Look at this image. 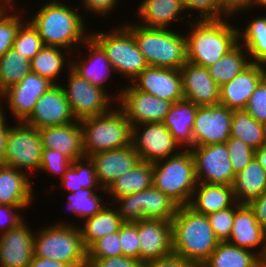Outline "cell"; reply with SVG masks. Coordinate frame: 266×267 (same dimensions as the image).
I'll return each mask as SVG.
<instances>
[{
    "mask_svg": "<svg viewBox=\"0 0 266 267\" xmlns=\"http://www.w3.org/2000/svg\"><path fill=\"white\" fill-rule=\"evenodd\" d=\"M40 7L29 21L44 45L66 48L71 54L80 50L79 46L90 37L86 21L78 12L80 8L74 9L58 0H47Z\"/></svg>",
    "mask_w": 266,
    "mask_h": 267,
    "instance_id": "1",
    "label": "cell"
},
{
    "mask_svg": "<svg viewBox=\"0 0 266 267\" xmlns=\"http://www.w3.org/2000/svg\"><path fill=\"white\" fill-rule=\"evenodd\" d=\"M173 253L201 266L220 242L207 215L194 212L187 205L179 206L171 220Z\"/></svg>",
    "mask_w": 266,
    "mask_h": 267,
    "instance_id": "2",
    "label": "cell"
},
{
    "mask_svg": "<svg viewBox=\"0 0 266 267\" xmlns=\"http://www.w3.org/2000/svg\"><path fill=\"white\" fill-rule=\"evenodd\" d=\"M188 18L186 22L191 28L185 35L188 62L207 68L239 44L238 28L228 21L231 17L201 22H194L191 16Z\"/></svg>",
    "mask_w": 266,
    "mask_h": 267,
    "instance_id": "3",
    "label": "cell"
},
{
    "mask_svg": "<svg viewBox=\"0 0 266 267\" xmlns=\"http://www.w3.org/2000/svg\"><path fill=\"white\" fill-rule=\"evenodd\" d=\"M149 66L180 70L187 62L186 36L171 29L126 23ZM179 32V34H178Z\"/></svg>",
    "mask_w": 266,
    "mask_h": 267,
    "instance_id": "4",
    "label": "cell"
},
{
    "mask_svg": "<svg viewBox=\"0 0 266 267\" xmlns=\"http://www.w3.org/2000/svg\"><path fill=\"white\" fill-rule=\"evenodd\" d=\"M85 157L132 144V125L117 105L109 112L80 120Z\"/></svg>",
    "mask_w": 266,
    "mask_h": 267,
    "instance_id": "5",
    "label": "cell"
},
{
    "mask_svg": "<svg viewBox=\"0 0 266 267\" xmlns=\"http://www.w3.org/2000/svg\"><path fill=\"white\" fill-rule=\"evenodd\" d=\"M34 255L72 266H87V249L74 223L56 222L34 233Z\"/></svg>",
    "mask_w": 266,
    "mask_h": 267,
    "instance_id": "6",
    "label": "cell"
},
{
    "mask_svg": "<svg viewBox=\"0 0 266 267\" xmlns=\"http://www.w3.org/2000/svg\"><path fill=\"white\" fill-rule=\"evenodd\" d=\"M153 186L179 206L188 205L196 188L194 160L190 149L152 164Z\"/></svg>",
    "mask_w": 266,
    "mask_h": 267,
    "instance_id": "7",
    "label": "cell"
},
{
    "mask_svg": "<svg viewBox=\"0 0 266 267\" xmlns=\"http://www.w3.org/2000/svg\"><path fill=\"white\" fill-rule=\"evenodd\" d=\"M106 32H90V37L106 53L115 73L128 78L131 83L149 65L125 25Z\"/></svg>",
    "mask_w": 266,
    "mask_h": 267,
    "instance_id": "8",
    "label": "cell"
},
{
    "mask_svg": "<svg viewBox=\"0 0 266 267\" xmlns=\"http://www.w3.org/2000/svg\"><path fill=\"white\" fill-rule=\"evenodd\" d=\"M112 205L124 222L141 219L171 221L179 205L154 186L141 192L116 198Z\"/></svg>",
    "mask_w": 266,
    "mask_h": 267,
    "instance_id": "9",
    "label": "cell"
},
{
    "mask_svg": "<svg viewBox=\"0 0 266 267\" xmlns=\"http://www.w3.org/2000/svg\"><path fill=\"white\" fill-rule=\"evenodd\" d=\"M67 71L68 83L61 87L76 120L102 115L113 108L114 97L110 93L79 77L70 66Z\"/></svg>",
    "mask_w": 266,
    "mask_h": 267,
    "instance_id": "10",
    "label": "cell"
},
{
    "mask_svg": "<svg viewBox=\"0 0 266 267\" xmlns=\"http://www.w3.org/2000/svg\"><path fill=\"white\" fill-rule=\"evenodd\" d=\"M42 149L40 131L17 122L9 130L4 165L24 172L39 171Z\"/></svg>",
    "mask_w": 266,
    "mask_h": 267,
    "instance_id": "11",
    "label": "cell"
},
{
    "mask_svg": "<svg viewBox=\"0 0 266 267\" xmlns=\"http://www.w3.org/2000/svg\"><path fill=\"white\" fill-rule=\"evenodd\" d=\"M132 145L140 161L151 164L176 155L182 150L180 144L162 122L132 126Z\"/></svg>",
    "mask_w": 266,
    "mask_h": 267,
    "instance_id": "12",
    "label": "cell"
},
{
    "mask_svg": "<svg viewBox=\"0 0 266 267\" xmlns=\"http://www.w3.org/2000/svg\"><path fill=\"white\" fill-rule=\"evenodd\" d=\"M130 85V86H129ZM120 87L115 103L125 112L131 125L163 122L172 102L136 89L132 84Z\"/></svg>",
    "mask_w": 266,
    "mask_h": 267,
    "instance_id": "13",
    "label": "cell"
},
{
    "mask_svg": "<svg viewBox=\"0 0 266 267\" xmlns=\"http://www.w3.org/2000/svg\"><path fill=\"white\" fill-rule=\"evenodd\" d=\"M194 160L197 182L233 185L235 175L226 144H211L189 148Z\"/></svg>",
    "mask_w": 266,
    "mask_h": 267,
    "instance_id": "14",
    "label": "cell"
},
{
    "mask_svg": "<svg viewBox=\"0 0 266 267\" xmlns=\"http://www.w3.org/2000/svg\"><path fill=\"white\" fill-rule=\"evenodd\" d=\"M233 110L220 104L198 106L192 128V147L223 144L230 138Z\"/></svg>",
    "mask_w": 266,
    "mask_h": 267,
    "instance_id": "15",
    "label": "cell"
},
{
    "mask_svg": "<svg viewBox=\"0 0 266 267\" xmlns=\"http://www.w3.org/2000/svg\"><path fill=\"white\" fill-rule=\"evenodd\" d=\"M53 85L49 79L31 72L3 92V102H7L6 108L15 121L24 122L33 112L38 99Z\"/></svg>",
    "mask_w": 266,
    "mask_h": 267,
    "instance_id": "16",
    "label": "cell"
},
{
    "mask_svg": "<svg viewBox=\"0 0 266 267\" xmlns=\"http://www.w3.org/2000/svg\"><path fill=\"white\" fill-rule=\"evenodd\" d=\"M77 121L74 117L61 84H54L37 101L25 124L41 129L62 126Z\"/></svg>",
    "mask_w": 266,
    "mask_h": 267,
    "instance_id": "17",
    "label": "cell"
},
{
    "mask_svg": "<svg viewBox=\"0 0 266 267\" xmlns=\"http://www.w3.org/2000/svg\"><path fill=\"white\" fill-rule=\"evenodd\" d=\"M131 84L138 90L176 103L183 100L180 70L148 66Z\"/></svg>",
    "mask_w": 266,
    "mask_h": 267,
    "instance_id": "18",
    "label": "cell"
},
{
    "mask_svg": "<svg viewBox=\"0 0 266 267\" xmlns=\"http://www.w3.org/2000/svg\"><path fill=\"white\" fill-rule=\"evenodd\" d=\"M138 237L142 263L173 253L171 221L141 219L138 221Z\"/></svg>",
    "mask_w": 266,
    "mask_h": 267,
    "instance_id": "19",
    "label": "cell"
},
{
    "mask_svg": "<svg viewBox=\"0 0 266 267\" xmlns=\"http://www.w3.org/2000/svg\"><path fill=\"white\" fill-rule=\"evenodd\" d=\"M183 97L197 106H214L220 101V87L211 78L208 69L186 62L180 69Z\"/></svg>",
    "mask_w": 266,
    "mask_h": 267,
    "instance_id": "20",
    "label": "cell"
},
{
    "mask_svg": "<svg viewBox=\"0 0 266 267\" xmlns=\"http://www.w3.org/2000/svg\"><path fill=\"white\" fill-rule=\"evenodd\" d=\"M27 223L0 234V267H27L31 262L35 232Z\"/></svg>",
    "mask_w": 266,
    "mask_h": 267,
    "instance_id": "21",
    "label": "cell"
},
{
    "mask_svg": "<svg viewBox=\"0 0 266 267\" xmlns=\"http://www.w3.org/2000/svg\"><path fill=\"white\" fill-rule=\"evenodd\" d=\"M266 77V66L251 63L244 71L220 87L219 104L231 110L245 109L249 97Z\"/></svg>",
    "mask_w": 266,
    "mask_h": 267,
    "instance_id": "22",
    "label": "cell"
},
{
    "mask_svg": "<svg viewBox=\"0 0 266 267\" xmlns=\"http://www.w3.org/2000/svg\"><path fill=\"white\" fill-rule=\"evenodd\" d=\"M95 165L99 185L107 189L118 177L130 171L140 158L131 144L129 146L93 154L89 157Z\"/></svg>",
    "mask_w": 266,
    "mask_h": 267,
    "instance_id": "23",
    "label": "cell"
},
{
    "mask_svg": "<svg viewBox=\"0 0 266 267\" xmlns=\"http://www.w3.org/2000/svg\"><path fill=\"white\" fill-rule=\"evenodd\" d=\"M38 130L40 131L43 148L57 150L71 162L85 157L80 120L62 126H48Z\"/></svg>",
    "mask_w": 266,
    "mask_h": 267,
    "instance_id": "24",
    "label": "cell"
},
{
    "mask_svg": "<svg viewBox=\"0 0 266 267\" xmlns=\"http://www.w3.org/2000/svg\"><path fill=\"white\" fill-rule=\"evenodd\" d=\"M84 47H86L88 53L85 52L86 55L81 60L79 58V61L70 59L72 60L70 61V69L79 77L107 92L106 89L108 88H106L105 83L113 74L114 68L106 53L91 37L83 43Z\"/></svg>",
    "mask_w": 266,
    "mask_h": 267,
    "instance_id": "25",
    "label": "cell"
},
{
    "mask_svg": "<svg viewBox=\"0 0 266 267\" xmlns=\"http://www.w3.org/2000/svg\"><path fill=\"white\" fill-rule=\"evenodd\" d=\"M265 234L254 210L249 204H241L235 210L232 232L227 242L260 255L264 248Z\"/></svg>",
    "mask_w": 266,
    "mask_h": 267,
    "instance_id": "26",
    "label": "cell"
},
{
    "mask_svg": "<svg viewBox=\"0 0 266 267\" xmlns=\"http://www.w3.org/2000/svg\"><path fill=\"white\" fill-rule=\"evenodd\" d=\"M29 172L0 165V204L31 206L34 187Z\"/></svg>",
    "mask_w": 266,
    "mask_h": 267,
    "instance_id": "27",
    "label": "cell"
},
{
    "mask_svg": "<svg viewBox=\"0 0 266 267\" xmlns=\"http://www.w3.org/2000/svg\"><path fill=\"white\" fill-rule=\"evenodd\" d=\"M184 11L181 0H142L136 12L140 22L136 23L148 28L170 29L174 20L184 21Z\"/></svg>",
    "mask_w": 266,
    "mask_h": 267,
    "instance_id": "28",
    "label": "cell"
},
{
    "mask_svg": "<svg viewBox=\"0 0 266 267\" xmlns=\"http://www.w3.org/2000/svg\"><path fill=\"white\" fill-rule=\"evenodd\" d=\"M236 202L231 185H218L197 182L191 200L187 205L201 215L231 207Z\"/></svg>",
    "mask_w": 266,
    "mask_h": 267,
    "instance_id": "29",
    "label": "cell"
},
{
    "mask_svg": "<svg viewBox=\"0 0 266 267\" xmlns=\"http://www.w3.org/2000/svg\"><path fill=\"white\" fill-rule=\"evenodd\" d=\"M198 106L186 99L173 103L162 122L182 149L192 147V128Z\"/></svg>",
    "mask_w": 266,
    "mask_h": 267,
    "instance_id": "30",
    "label": "cell"
},
{
    "mask_svg": "<svg viewBox=\"0 0 266 267\" xmlns=\"http://www.w3.org/2000/svg\"><path fill=\"white\" fill-rule=\"evenodd\" d=\"M232 187L234 198L240 204H249L266 192V170L256 157L235 176Z\"/></svg>",
    "mask_w": 266,
    "mask_h": 267,
    "instance_id": "31",
    "label": "cell"
},
{
    "mask_svg": "<svg viewBox=\"0 0 266 267\" xmlns=\"http://www.w3.org/2000/svg\"><path fill=\"white\" fill-rule=\"evenodd\" d=\"M153 186V167L151 163L140 161L130 171L118 177L106 189L111 203L118 197L141 192Z\"/></svg>",
    "mask_w": 266,
    "mask_h": 267,
    "instance_id": "32",
    "label": "cell"
},
{
    "mask_svg": "<svg viewBox=\"0 0 266 267\" xmlns=\"http://www.w3.org/2000/svg\"><path fill=\"white\" fill-rule=\"evenodd\" d=\"M108 204L97 214L86 219L83 226H79L82 243L86 249L99 238L119 231L124 223L117 209L111 206L112 203Z\"/></svg>",
    "mask_w": 266,
    "mask_h": 267,
    "instance_id": "33",
    "label": "cell"
},
{
    "mask_svg": "<svg viewBox=\"0 0 266 267\" xmlns=\"http://www.w3.org/2000/svg\"><path fill=\"white\" fill-rule=\"evenodd\" d=\"M202 267H259V255L252 250L239 248L220 241Z\"/></svg>",
    "mask_w": 266,
    "mask_h": 267,
    "instance_id": "34",
    "label": "cell"
},
{
    "mask_svg": "<svg viewBox=\"0 0 266 267\" xmlns=\"http://www.w3.org/2000/svg\"><path fill=\"white\" fill-rule=\"evenodd\" d=\"M238 39L251 63L266 66V14L252 18L245 28L238 29Z\"/></svg>",
    "mask_w": 266,
    "mask_h": 267,
    "instance_id": "35",
    "label": "cell"
},
{
    "mask_svg": "<svg viewBox=\"0 0 266 267\" xmlns=\"http://www.w3.org/2000/svg\"><path fill=\"white\" fill-rule=\"evenodd\" d=\"M64 49V50H63ZM67 50V52H65ZM69 50L61 47L44 46L31 60L32 73L49 79L54 84H60L58 78L66 64L70 66ZM66 55L70 58H66ZM68 61V62H67ZM66 63V64H65ZM65 66V67H64Z\"/></svg>",
    "mask_w": 266,
    "mask_h": 267,
    "instance_id": "36",
    "label": "cell"
},
{
    "mask_svg": "<svg viewBox=\"0 0 266 267\" xmlns=\"http://www.w3.org/2000/svg\"><path fill=\"white\" fill-rule=\"evenodd\" d=\"M230 137L258 150L266 145V125L251 117L245 109L233 110Z\"/></svg>",
    "mask_w": 266,
    "mask_h": 267,
    "instance_id": "37",
    "label": "cell"
},
{
    "mask_svg": "<svg viewBox=\"0 0 266 267\" xmlns=\"http://www.w3.org/2000/svg\"><path fill=\"white\" fill-rule=\"evenodd\" d=\"M60 181L59 188H63L67 192L90 188L94 191L100 190L107 193L106 189L99 185L96 178L95 165L88 157L71 162Z\"/></svg>",
    "mask_w": 266,
    "mask_h": 267,
    "instance_id": "38",
    "label": "cell"
},
{
    "mask_svg": "<svg viewBox=\"0 0 266 267\" xmlns=\"http://www.w3.org/2000/svg\"><path fill=\"white\" fill-rule=\"evenodd\" d=\"M251 61L243 45L238 44L214 65L207 67L211 78L221 87L244 71Z\"/></svg>",
    "mask_w": 266,
    "mask_h": 267,
    "instance_id": "39",
    "label": "cell"
},
{
    "mask_svg": "<svg viewBox=\"0 0 266 267\" xmlns=\"http://www.w3.org/2000/svg\"><path fill=\"white\" fill-rule=\"evenodd\" d=\"M31 72L30 60L13 48L9 49L0 58V89L4 92Z\"/></svg>",
    "mask_w": 266,
    "mask_h": 267,
    "instance_id": "40",
    "label": "cell"
},
{
    "mask_svg": "<svg viewBox=\"0 0 266 267\" xmlns=\"http://www.w3.org/2000/svg\"><path fill=\"white\" fill-rule=\"evenodd\" d=\"M67 209L79 219L84 221L97 214L110 201H105L103 196L90 188H82L75 192H67ZM97 193V194H96ZM105 201V203H104Z\"/></svg>",
    "mask_w": 266,
    "mask_h": 267,
    "instance_id": "41",
    "label": "cell"
},
{
    "mask_svg": "<svg viewBox=\"0 0 266 267\" xmlns=\"http://www.w3.org/2000/svg\"><path fill=\"white\" fill-rule=\"evenodd\" d=\"M44 46L37 29L29 20H25L17 31L13 49L31 60Z\"/></svg>",
    "mask_w": 266,
    "mask_h": 267,
    "instance_id": "42",
    "label": "cell"
},
{
    "mask_svg": "<svg viewBox=\"0 0 266 267\" xmlns=\"http://www.w3.org/2000/svg\"><path fill=\"white\" fill-rule=\"evenodd\" d=\"M13 11H0V58L13 48L17 31L25 21L21 13H15V9Z\"/></svg>",
    "mask_w": 266,
    "mask_h": 267,
    "instance_id": "43",
    "label": "cell"
},
{
    "mask_svg": "<svg viewBox=\"0 0 266 267\" xmlns=\"http://www.w3.org/2000/svg\"><path fill=\"white\" fill-rule=\"evenodd\" d=\"M185 11L199 12L196 21H218L228 16L221 10L220 0H181Z\"/></svg>",
    "mask_w": 266,
    "mask_h": 267,
    "instance_id": "44",
    "label": "cell"
},
{
    "mask_svg": "<svg viewBox=\"0 0 266 267\" xmlns=\"http://www.w3.org/2000/svg\"><path fill=\"white\" fill-rule=\"evenodd\" d=\"M225 144L228 149L233 173L236 176L255 158L256 150L234 137H230Z\"/></svg>",
    "mask_w": 266,
    "mask_h": 267,
    "instance_id": "45",
    "label": "cell"
},
{
    "mask_svg": "<svg viewBox=\"0 0 266 267\" xmlns=\"http://www.w3.org/2000/svg\"><path fill=\"white\" fill-rule=\"evenodd\" d=\"M235 202L231 207L207 215L215 237L219 241H227L231 235L235 210L240 206Z\"/></svg>",
    "mask_w": 266,
    "mask_h": 267,
    "instance_id": "46",
    "label": "cell"
},
{
    "mask_svg": "<svg viewBox=\"0 0 266 267\" xmlns=\"http://www.w3.org/2000/svg\"><path fill=\"white\" fill-rule=\"evenodd\" d=\"M122 255L119 231L108 234L87 248V258H108Z\"/></svg>",
    "mask_w": 266,
    "mask_h": 267,
    "instance_id": "47",
    "label": "cell"
},
{
    "mask_svg": "<svg viewBox=\"0 0 266 267\" xmlns=\"http://www.w3.org/2000/svg\"><path fill=\"white\" fill-rule=\"evenodd\" d=\"M122 255L140 260L138 221L124 222L119 229Z\"/></svg>",
    "mask_w": 266,
    "mask_h": 267,
    "instance_id": "48",
    "label": "cell"
},
{
    "mask_svg": "<svg viewBox=\"0 0 266 267\" xmlns=\"http://www.w3.org/2000/svg\"><path fill=\"white\" fill-rule=\"evenodd\" d=\"M70 165L71 161L57 150L42 149L39 172H47V175L55 174L62 178Z\"/></svg>",
    "mask_w": 266,
    "mask_h": 267,
    "instance_id": "49",
    "label": "cell"
},
{
    "mask_svg": "<svg viewBox=\"0 0 266 267\" xmlns=\"http://www.w3.org/2000/svg\"><path fill=\"white\" fill-rule=\"evenodd\" d=\"M245 110L255 120L266 125V77L249 97Z\"/></svg>",
    "mask_w": 266,
    "mask_h": 267,
    "instance_id": "50",
    "label": "cell"
},
{
    "mask_svg": "<svg viewBox=\"0 0 266 267\" xmlns=\"http://www.w3.org/2000/svg\"><path fill=\"white\" fill-rule=\"evenodd\" d=\"M30 208L29 206H11L0 204V234L16 228L25 218L22 214H19L20 210ZM19 210V212L17 211Z\"/></svg>",
    "mask_w": 266,
    "mask_h": 267,
    "instance_id": "51",
    "label": "cell"
},
{
    "mask_svg": "<svg viewBox=\"0 0 266 267\" xmlns=\"http://www.w3.org/2000/svg\"><path fill=\"white\" fill-rule=\"evenodd\" d=\"M87 267H144V263L133 257L120 255L108 258H87Z\"/></svg>",
    "mask_w": 266,
    "mask_h": 267,
    "instance_id": "52",
    "label": "cell"
},
{
    "mask_svg": "<svg viewBox=\"0 0 266 267\" xmlns=\"http://www.w3.org/2000/svg\"><path fill=\"white\" fill-rule=\"evenodd\" d=\"M81 6L90 11V13L98 14V17L109 15L116 8L118 0H81Z\"/></svg>",
    "mask_w": 266,
    "mask_h": 267,
    "instance_id": "53",
    "label": "cell"
},
{
    "mask_svg": "<svg viewBox=\"0 0 266 267\" xmlns=\"http://www.w3.org/2000/svg\"><path fill=\"white\" fill-rule=\"evenodd\" d=\"M144 267H196V265L172 253L166 257L149 260L144 263Z\"/></svg>",
    "mask_w": 266,
    "mask_h": 267,
    "instance_id": "54",
    "label": "cell"
},
{
    "mask_svg": "<svg viewBox=\"0 0 266 267\" xmlns=\"http://www.w3.org/2000/svg\"><path fill=\"white\" fill-rule=\"evenodd\" d=\"M221 10L229 17L233 14H238L239 12H244V10L252 7L253 9V0H220Z\"/></svg>",
    "mask_w": 266,
    "mask_h": 267,
    "instance_id": "55",
    "label": "cell"
},
{
    "mask_svg": "<svg viewBox=\"0 0 266 267\" xmlns=\"http://www.w3.org/2000/svg\"><path fill=\"white\" fill-rule=\"evenodd\" d=\"M249 206L254 210L258 223L266 233V192L253 199Z\"/></svg>",
    "mask_w": 266,
    "mask_h": 267,
    "instance_id": "56",
    "label": "cell"
},
{
    "mask_svg": "<svg viewBox=\"0 0 266 267\" xmlns=\"http://www.w3.org/2000/svg\"><path fill=\"white\" fill-rule=\"evenodd\" d=\"M5 114L0 115V165L5 164L6 144L11 125L5 119Z\"/></svg>",
    "mask_w": 266,
    "mask_h": 267,
    "instance_id": "57",
    "label": "cell"
},
{
    "mask_svg": "<svg viewBox=\"0 0 266 267\" xmlns=\"http://www.w3.org/2000/svg\"><path fill=\"white\" fill-rule=\"evenodd\" d=\"M27 267H87V266H72L59 261L48 258L37 257L33 254L31 262Z\"/></svg>",
    "mask_w": 266,
    "mask_h": 267,
    "instance_id": "58",
    "label": "cell"
},
{
    "mask_svg": "<svg viewBox=\"0 0 266 267\" xmlns=\"http://www.w3.org/2000/svg\"><path fill=\"white\" fill-rule=\"evenodd\" d=\"M255 157L262 167L266 170V145L256 150Z\"/></svg>",
    "mask_w": 266,
    "mask_h": 267,
    "instance_id": "59",
    "label": "cell"
},
{
    "mask_svg": "<svg viewBox=\"0 0 266 267\" xmlns=\"http://www.w3.org/2000/svg\"><path fill=\"white\" fill-rule=\"evenodd\" d=\"M15 2L16 0H0V11L14 10V7L17 5V2Z\"/></svg>",
    "mask_w": 266,
    "mask_h": 267,
    "instance_id": "60",
    "label": "cell"
},
{
    "mask_svg": "<svg viewBox=\"0 0 266 267\" xmlns=\"http://www.w3.org/2000/svg\"><path fill=\"white\" fill-rule=\"evenodd\" d=\"M259 266H266V234L264 240V248L262 253L259 255Z\"/></svg>",
    "mask_w": 266,
    "mask_h": 267,
    "instance_id": "61",
    "label": "cell"
},
{
    "mask_svg": "<svg viewBox=\"0 0 266 267\" xmlns=\"http://www.w3.org/2000/svg\"><path fill=\"white\" fill-rule=\"evenodd\" d=\"M264 7L266 9V0H253V7Z\"/></svg>",
    "mask_w": 266,
    "mask_h": 267,
    "instance_id": "62",
    "label": "cell"
},
{
    "mask_svg": "<svg viewBox=\"0 0 266 267\" xmlns=\"http://www.w3.org/2000/svg\"><path fill=\"white\" fill-rule=\"evenodd\" d=\"M3 106H5L3 104V91L0 89V115L5 112L4 109L2 108Z\"/></svg>",
    "mask_w": 266,
    "mask_h": 267,
    "instance_id": "63",
    "label": "cell"
}]
</instances>
